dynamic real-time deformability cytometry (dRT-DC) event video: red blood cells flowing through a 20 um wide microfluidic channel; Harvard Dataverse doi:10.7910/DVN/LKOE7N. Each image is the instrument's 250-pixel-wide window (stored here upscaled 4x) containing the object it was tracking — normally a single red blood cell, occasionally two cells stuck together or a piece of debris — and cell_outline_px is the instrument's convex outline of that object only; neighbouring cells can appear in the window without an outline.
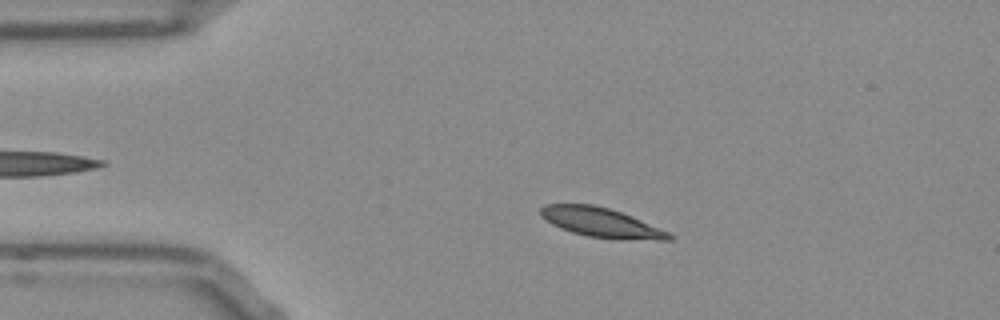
{"species": "Egyptian fruit bat (a non-hibernating species)", "species_latin": "Rousettus aegyptiacus", "temperature_condition": "room temperature", "stored_images_in_passage": 49, "camera_frame_rate_fps": 3000, "um_per_image_px": 0.085, "frame": {"image": 1, "passage_image": 7, "time_ms": 2.0, "image_size_px": [1000, 320], "cell_outline_px": [[672, 240], [660, 240], [588, 236], [572, 232], [560, 228], [552, 224], [540, 216], [540, 208], [544, 204], [592, 204], [608, 208], [620, 212], [668, 232], [672, 236]], "centroid_in_image_um": [51.0, 18.89], "position_along_channel_um": 34.0, "area_um2": 21.27}}
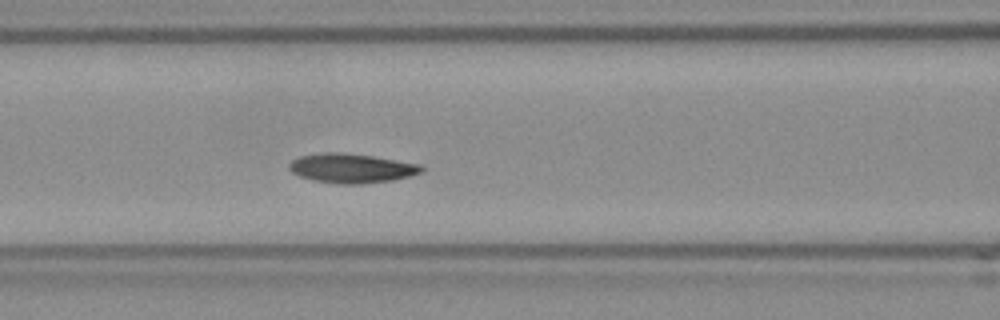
{"frame": {"image": 2, "passage_image": 18, "time_ms": 5.667, "image_size_px": [1000, 320], "cell_outline_px": [[424, 172], [412, 176], [392, 180], [360, 184], [340, 184], [312, 180], [300, 176], [292, 172], [288, 168], [288, 164], [292, 160], [300, 156], [320, 152], [344, 152], [372, 156], [420, 164], [424, 168]], "centroid_in_image_um": [29.88, 14.29], "position_along_channel_um": 136.7, "area_um2": 22.83}}
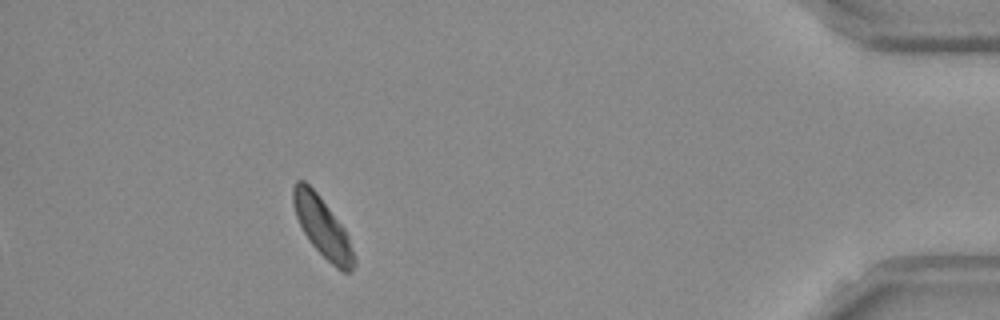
{"frame": {"image": 3, "passage_image": 44, "time_ms": 14.333, "image_size_px": [1000, 320], "cell_outline_px": [[356, 264], [352, 272], [344, 272], [336, 268], [312, 244], [304, 232], [296, 216], [292, 204], [292, 188], [296, 180], [304, 180], [320, 196], [344, 228], [348, 236], [356, 260]], "centroid_in_image_um": [27.41, 19.3], "position_along_channel_um": 407.8, "area_um2": 20.98}, "authors_computed_cell_mechanics": {"area_um2": 21.386, "velocity_mm_per_s": 3.8096, "shape_relaxation_time_tau1_ms": 6.1638, "shape_relaxation_time_tau2_ms": null, "deformation_change_tau1": 0.1287, "deformation_change_tau2": null}}